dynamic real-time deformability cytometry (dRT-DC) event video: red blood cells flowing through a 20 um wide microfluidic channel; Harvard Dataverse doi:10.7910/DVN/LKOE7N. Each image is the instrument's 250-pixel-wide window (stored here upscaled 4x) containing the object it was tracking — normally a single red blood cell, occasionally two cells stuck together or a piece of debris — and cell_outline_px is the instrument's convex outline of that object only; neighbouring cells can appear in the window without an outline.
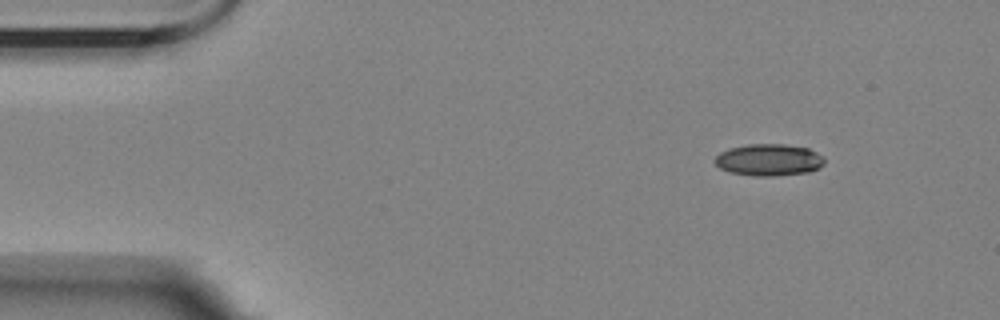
{"species": "Egyptian fruit bat (a non-hibernating species)", "species_latin": "Rousettus aegyptiacus", "temperature_condition": "room temperature", "stored_images_in_passage": 7, "camera_frame_rate_fps": 3000, "um_per_image_px": 0.085, "animal": {"sex": "female"}, "frame": {"image": 1, "passage_image": 1, "time_ms": 0.0, "image_size_px": [1000, 320], "cell_outline_px": [[824, 164], [820, 168], [808, 172], [772, 176], [752, 176], [728, 172], [720, 168], [712, 160], [720, 152], [728, 148], [748, 144], [784, 144], [808, 148], [824, 156]], "centroid_in_image_um": [65.33, 13.59], "position_along_channel_um": 19.7, "area_um2": 20.58}}
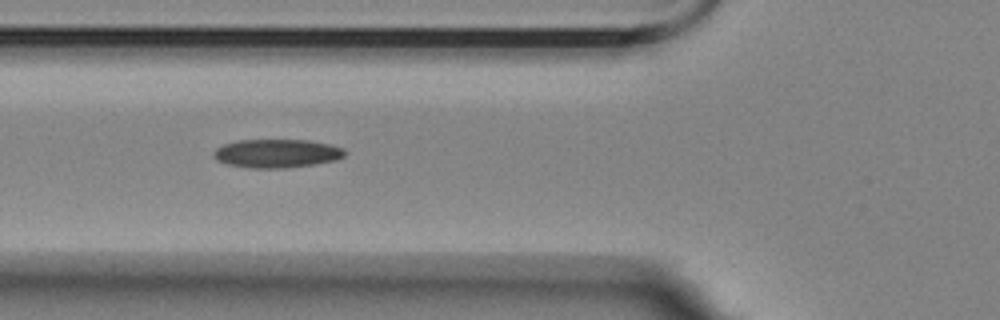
{"frame": {"image": 2, "passage_image": 5, "time_ms": 4.667, "image_size_px": [1000, 320], "cell_outline_px": [[344, 156], [336, 160], [312, 164], [284, 168], [252, 168], [228, 164], [216, 160], [212, 156], [212, 152], [216, 148], [224, 144], [236, 140], [308, 140], [328, 144], [344, 148]], "centroid_in_image_um": [23.48, 13.03], "position_along_channel_um": 102.3, "area_um2": 21.73}}
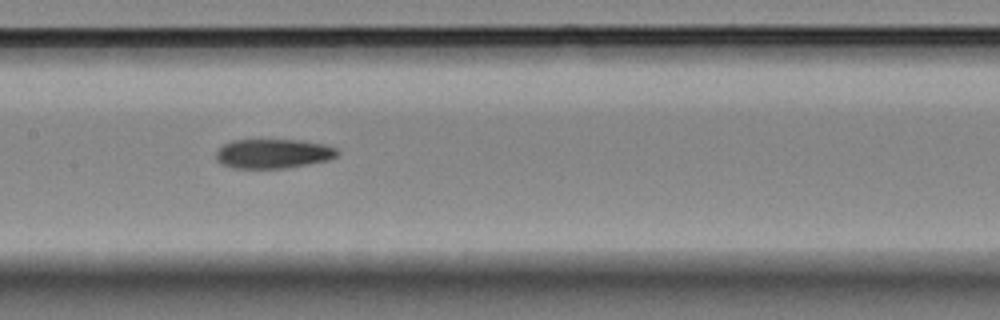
{"frame": {"image": 3, "passage_image": 7, "time_ms": 7.0, "image_size_px": [1000, 320], "cell_outline_px": [[340, 152], [336, 156], [328, 160], [284, 168], [236, 168], [224, 164], [216, 160], [216, 152], [224, 144], [232, 140], [300, 140], [324, 144], [336, 148]], "centroid_in_image_um": [23.23, 13.05], "position_along_channel_um": 184.2, "area_um2": 20.58}}